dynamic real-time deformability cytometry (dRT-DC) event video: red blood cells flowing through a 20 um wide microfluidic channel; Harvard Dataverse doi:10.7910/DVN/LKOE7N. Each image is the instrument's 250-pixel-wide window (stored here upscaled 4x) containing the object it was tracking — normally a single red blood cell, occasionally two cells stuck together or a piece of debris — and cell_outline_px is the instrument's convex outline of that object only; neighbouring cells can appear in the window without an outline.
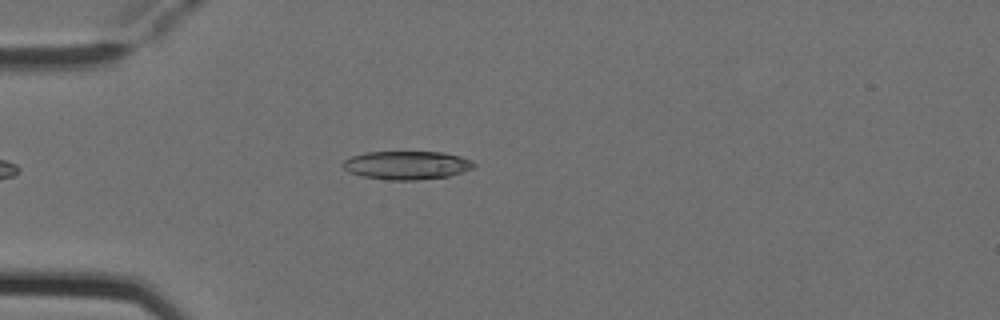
{"species": "Egyptian fruit bat (a non-hibernating species)", "species_latin": "Rousettus aegyptiacus", "temperature_condition": "cold", "stored_images_in_passage": 1, "camera_frame_rate_fps": 3000, "um_per_image_px": 0.085, "animal": {"sex": "female"}, "frame": {"image": 1, "passage_image": 1, "time_ms": 0.0, "image_size_px": [1000, 320], "cell_outline_px": [[476, 164], [472, 168], [448, 176], [416, 180], [392, 180], [364, 176], [348, 172], [340, 164], [344, 160], [352, 156], [364, 152], [444, 152], [460, 156], [472, 160]], "centroid_in_image_um": [34.56, 14.03], "position_along_channel_um": 50.4, "area_um2": 21.62}}